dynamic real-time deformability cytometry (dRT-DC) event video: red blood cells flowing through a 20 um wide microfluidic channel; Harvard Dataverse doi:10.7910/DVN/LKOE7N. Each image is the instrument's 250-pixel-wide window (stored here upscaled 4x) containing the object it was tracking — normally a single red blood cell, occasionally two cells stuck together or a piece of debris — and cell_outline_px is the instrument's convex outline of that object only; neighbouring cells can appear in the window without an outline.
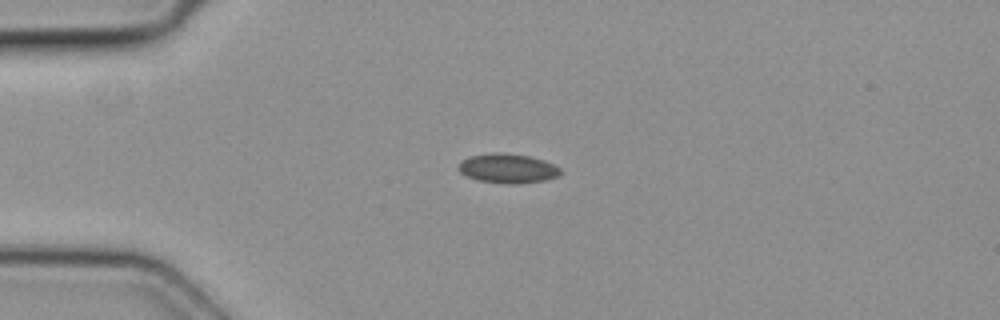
{"species": "common noctule bat (a hibernating species)", "species_latin": "Nyctalus noctula", "temperature_condition": "cold", "stored_images_in_passage": 4, "camera_frame_rate_fps": 3000, "um_per_image_px": 0.085, "animal": {"sex": "female", "body_mass_g": 19.3, "forearm_length_mm": 54.1}, "frame": {"image": 1, "passage_image": 3, "time_ms": 0.667, "image_size_px": [1000, 320], "cell_outline_px": [[560, 172], [556, 176], [544, 180], [516, 184], [512, 184], [480, 180], [468, 176], [460, 172], [460, 160], [472, 156], [496, 152], [500, 152], [528, 156], [544, 160], [560, 168]], "centroid_in_image_um": [43.16, 14.3], "position_along_channel_um": 41.8, "area_um2": 16.99}}